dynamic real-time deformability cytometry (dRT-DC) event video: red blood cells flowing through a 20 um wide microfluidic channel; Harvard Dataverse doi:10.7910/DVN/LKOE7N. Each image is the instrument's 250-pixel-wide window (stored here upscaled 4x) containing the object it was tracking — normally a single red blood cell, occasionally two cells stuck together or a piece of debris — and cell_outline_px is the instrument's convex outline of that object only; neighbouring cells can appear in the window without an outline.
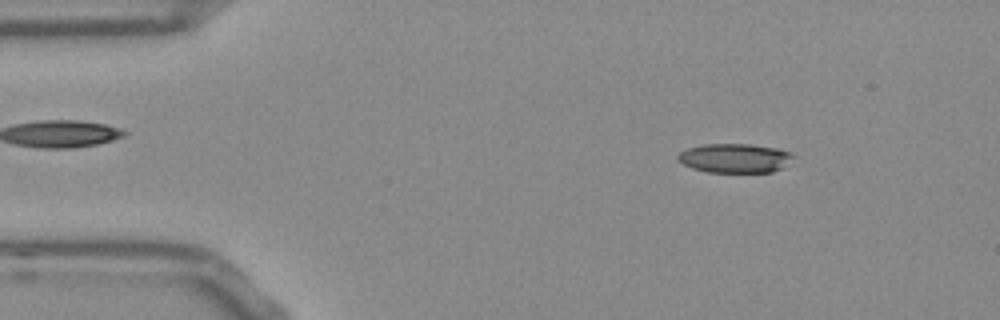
{"species": "Egyptian fruit bat (a non-hibernating species)", "species_latin": "Rousettus aegyptiacus", "temperature_condition": "room temperature", "stored_images_in_passage": 51, "camera_frame_rate_fps": 3000, "um_per_image_px": 0.085, "frame": {"image": 1, "passage_image": 5, "time_ms": 1.333, "image_size_px": [1000, 320], "cell_outline_px": [[796, 156], [780, 168], [772, 172], [708, 172], [692, 168], [676, 160], [676, 156], [680, 152], [688, 148], [704, 144], [748, 144], [776, 148], [792, 152]], "centroid_in_image_um": [62.44, 13.44], "position_along_channel_um": 22.6, "area_um2": 19.59}}
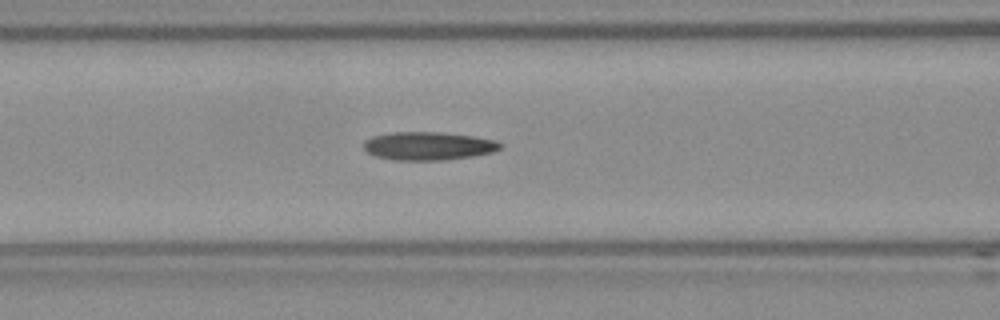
{"frame": {"image": 2, "passage_image": 19, "time_ms": 6.0, "image_size_px": [1000, 320], "cell_outline_px": [[504, 144], [496, 152], [472, 156], [444, 160], [396, 160], [376, 156], [368, 152], [364, 148], [364, 140], [372, 136], [392, 132], [440, 132], [472, 136], [496, 140]], "centroid_in_image_um": [36.44, 12.4], "position_along_channel_um": 130.2, "area_um2": 22.54}}
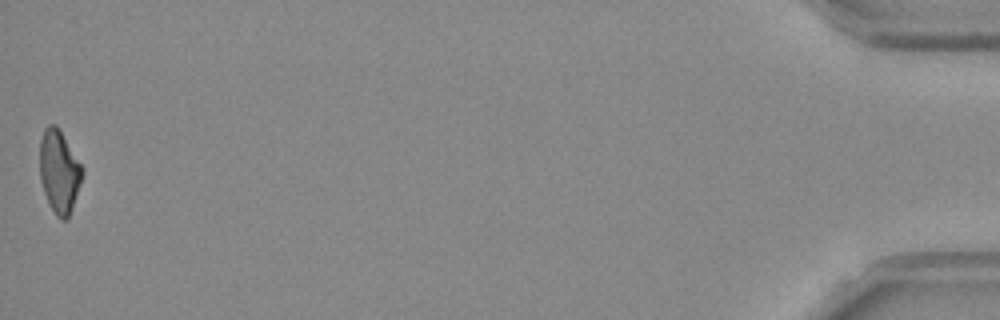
{"frame": {"image": 3, "passage_image": 51, "time_ms": 16.667, "image_size_px": [1000, 320], "cell_outline_px": [[84, 172], [68, 220], [60, 220], [56, 216], [44, 192], [40, 180], [40, 140], [44, 128], [48, 124], [56, 124], [84, 168]], "centroid_in_image_um": [5.03, 14.57], "position_along_channel_um": 430.2, "area_um2": 20.52}, "authors_computed_cell_mechanics": {"area_um2": 21.7328, "velocity_mm_per_s": 3.7789, "shape_relaxation_time_tau1_ms": null, "shape_relaxation_time_tau2_ms": 5.9921, "deformation_change_tau1": null, "deformation_change_tau2": 0.1987}}